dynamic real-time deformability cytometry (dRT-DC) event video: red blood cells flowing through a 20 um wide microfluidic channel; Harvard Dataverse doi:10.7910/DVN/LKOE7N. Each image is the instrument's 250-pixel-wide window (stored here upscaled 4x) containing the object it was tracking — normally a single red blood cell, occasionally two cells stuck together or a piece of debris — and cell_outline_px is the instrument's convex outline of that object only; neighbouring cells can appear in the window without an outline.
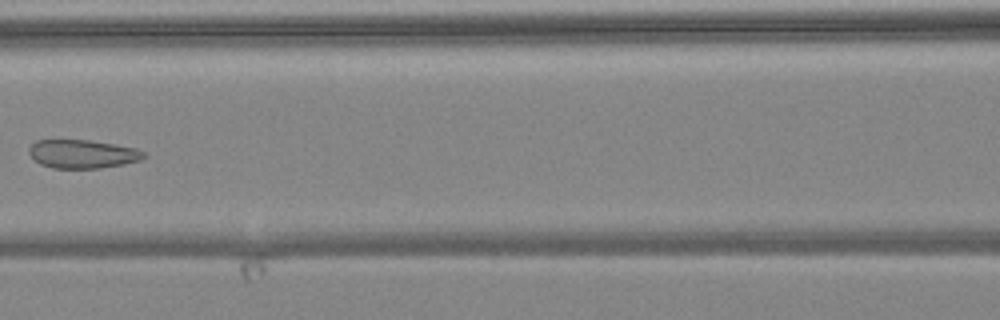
{"species": "common noctule bat (a hibernating species)", "species_latin": "Nyctalus noctula", "temperature_condition": "warm", "stored_images_in_passage": 7, "camera_frame_rate_fps": 3000, "um_per_image_px": 0.085, "animal": {"sex": "female", "body_mass_g": 24.6, "forearm_length_mm": 56.2}, "frame": {"image": 1, "passage_image": 7, "time_ms": 7.0, "image_size_px": [1000, 320], "cell_outline_px": [[148, 156], [140, 160], [124, 164], [100, 168], [52, 168], [40, 164], [28, 152], [28, 148], [36, 140], [88, 140], [136, 148], [144, 152]], "centroid_in_image_um": [7.02, 13.09], "position_along_channel_um": 159.6, "area_um2": 19.02}}